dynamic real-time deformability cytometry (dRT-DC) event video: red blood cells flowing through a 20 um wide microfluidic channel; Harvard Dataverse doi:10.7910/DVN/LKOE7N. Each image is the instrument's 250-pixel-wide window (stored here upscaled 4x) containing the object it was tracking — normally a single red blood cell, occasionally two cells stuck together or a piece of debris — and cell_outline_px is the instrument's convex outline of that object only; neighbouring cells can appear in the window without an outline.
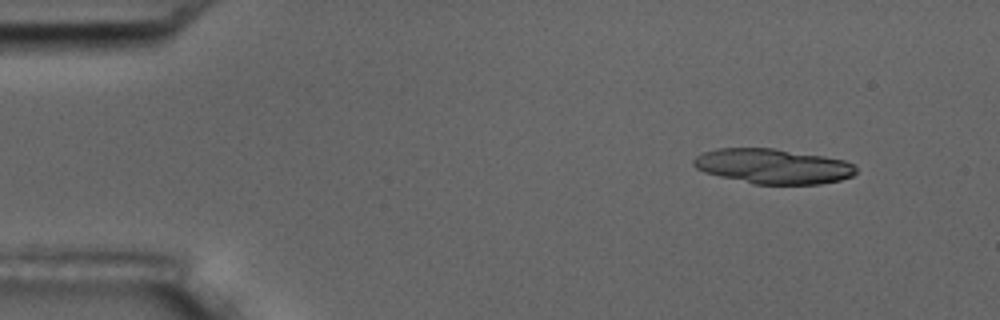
{"species": "common noctule bat (a hibernating species)", "species_latin": "Nyctalus noctula", "temperature_condition": "room temperature", "stored_images_in_passage": 4, "camera_frame_rate_fps": 3000, "um_per_image_px": 0.085, "animal": {"sex": "male", "body_mass_g": 17.5, "forearm_length_mm": 52.3}, "frame": {"image": 1, "passage_image": 1, "time_ms": 0.0, "image_size_px": [1000, 320], "cell_outline_px": [[856, 172], [852, 176], [840, 180], [820, 184], [752, 184], [704, 172], [696, 168], [692, 164], [692, 160], [696, 156], [704, 152], [716, 148], [772, 148], [824, 156], [844, 160], [852, 164], [856, 168]], "centroid_in_image_um": [65.68, 14.13], "position_along_channel_um": 19.3, "area_um2": 33.06}}